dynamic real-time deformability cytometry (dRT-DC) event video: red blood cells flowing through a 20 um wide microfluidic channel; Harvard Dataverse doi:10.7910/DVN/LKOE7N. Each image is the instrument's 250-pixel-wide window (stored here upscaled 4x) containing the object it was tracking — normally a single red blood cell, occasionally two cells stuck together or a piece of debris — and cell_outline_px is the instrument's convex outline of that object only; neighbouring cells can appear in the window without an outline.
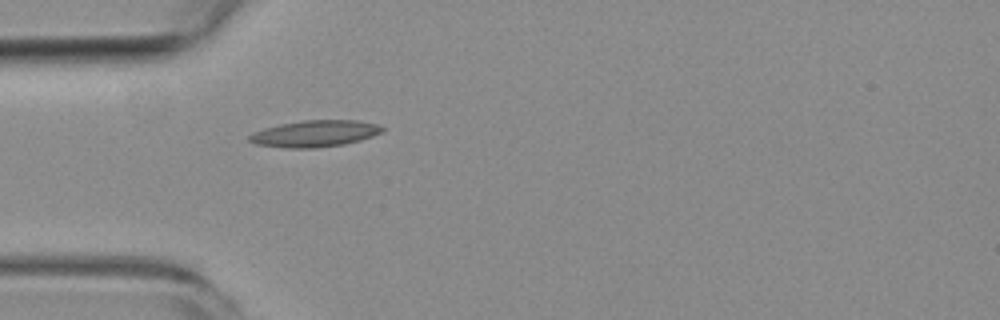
{"species": "common noctule bat (a hibernating species)", "species_latin": "Nyctalus noctula", "temperature_condition": "room temperature", "stored_images_in_passage": 1, "camera_frame_rate_fps": 3000, "um_per_image_px": 0.085, "animal": {"sex": "female", "body_mass_g": 19.3, "forearm_length_mm": 54.1}, "frame": {"image": 1, "passage_image": 1, "time_ms": 0.0, "image_size_px": [1000, 320], "cell_outline_px": [[384, 132], [360, 140], [344, 144], [316, 148], [284, 148], [256, 144], [248, 140], [248, 136], [252, 132], [264, 128], [280, 124], [304, 120], [356, 120], [376, 124], [384, 128]], "centroid_in_image_um": [26.74, 11.36], "position_along_channel_um": 58.3, "area_um2": 20.63}}